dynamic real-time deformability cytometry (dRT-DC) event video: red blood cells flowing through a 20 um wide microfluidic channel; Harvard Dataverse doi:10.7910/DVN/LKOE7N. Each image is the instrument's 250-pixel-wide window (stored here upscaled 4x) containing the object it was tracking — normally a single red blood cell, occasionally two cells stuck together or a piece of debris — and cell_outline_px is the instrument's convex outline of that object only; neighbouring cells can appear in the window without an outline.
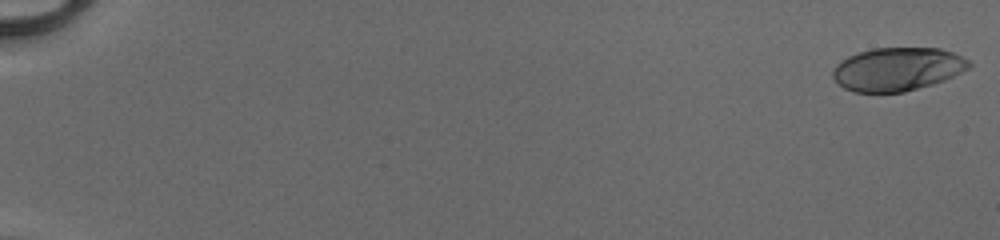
{"species": "human", "species_latin": "Homo sapiens", "temperature_condition": "cold", "stored_images_in_passage": 52, "camera_frame_rate_fps": 3000, "um_per_image_px": 0.085, "donor": {"sex": "male"}, "frame": {"image": 1, "passage_image": 1, "time_ms": 0.0, "image_size_px": [1000, 240], "cell_outline_px": [[972, 64], [968, 68], [944, 80], [932, 84], [904, 92], [852, 92], [844, 88], [832, 76], [832, 72], [836, 64], [848, 56], [872, 48], [940, 48], [952, 52], [968, 60]], "centroid_in_image_um": [76.26, 5.87], "position_along_channel_um": 8.7, "area_um2": 34.16}}
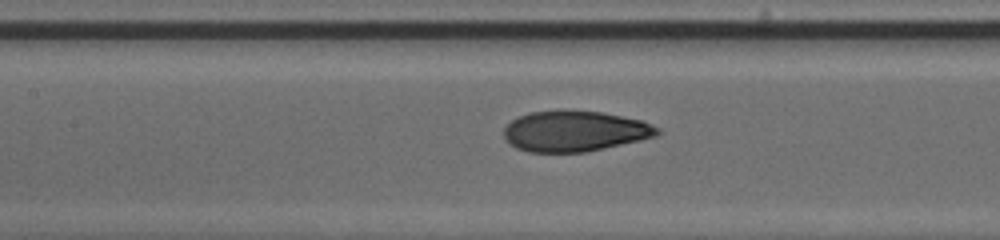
{"frame": {"image": 2, "passage_image": 27, "time_ms": 8.667, "image_size_px": [1000, 240], "cell_outline_px": [[660, 132], [656, 136], [640, 140], [604, 148], [584, 152], [528, 152], [516, 148], [508, 144], [504, 140], [504, 128], [516, 116], [528, 112], [560, 108], [600, 112], [640, 120], [660, 128]], "centroid_in_image_um": [48.78, 11.13], "position_along_channel_um": 158.6, "area_um2": 36.88}}
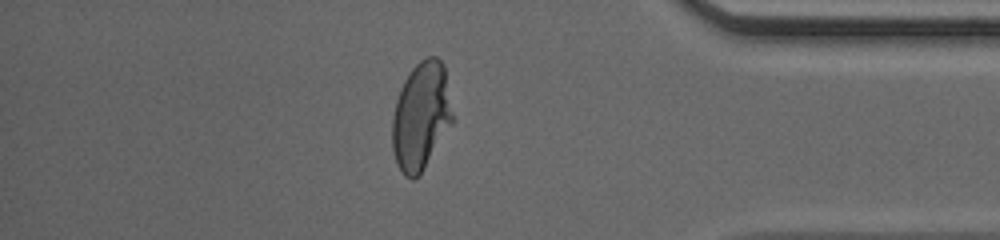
{"frame": {"image": 3, "passage_image": 46, "time_ms": 15.0, "image_size_px": [1000, 240], "cell_outline_px": [[452, 124], [420, 176], [412, 180], [404, 176], [396, 160], [392, 148], [392, 120], [396, 100], [404, 80], [412, 68], [420, 60], [428, 56], [436, 56], [444, 64], [452, 116]], "centroid_in_image_um": [35.78, 9.89], "position_along_channel_um": 399.4, "area_um2": 37.8}, "authors_computed_cell_mechanics": {"area_um2": 36.703, "velocity_mm_per_s": 4.1307, "shape_relaxation_time_tau1_ms": 5.6153, "shape_relaxation_time_tau2_ms": 0.6847, "deformation_change_tau1": 0.2273, "deformation_change_tau2": 0.061}}